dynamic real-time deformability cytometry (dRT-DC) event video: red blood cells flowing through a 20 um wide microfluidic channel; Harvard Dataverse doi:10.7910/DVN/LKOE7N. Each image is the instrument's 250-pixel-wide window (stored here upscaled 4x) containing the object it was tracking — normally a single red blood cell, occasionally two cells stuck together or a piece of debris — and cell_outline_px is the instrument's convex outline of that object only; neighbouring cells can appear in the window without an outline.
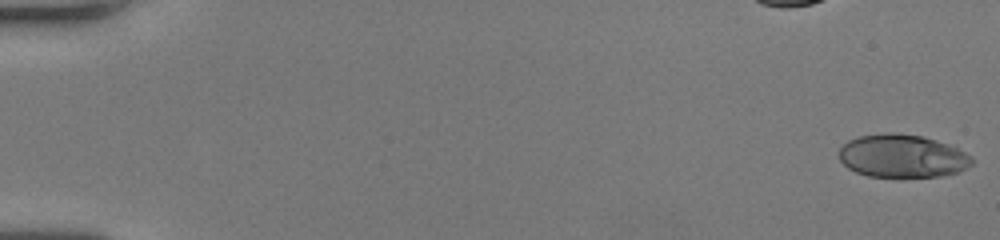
{"species": "human", "species_latin": "Homo sapiens", "temperature_condition": "room temperature", "stored_images_in_passage": 52, "camera_frame_rate_fps": 3000, "um_per_image_px": 0.085, "donor": {"sex": "female"}, "frame": {"image": 1, "passage_image": 1, "time_ms": 0.0, "image_size_px": [1000, 240], "cell_outline_px": [[972, 164], [956, 172], [940, 176], [868, 176], [856, 172], [848, 168], [840, 160], [840, 148], [848, 140], [860, 136], [888, 132], [896, 132], [924, 136], [936, 140], [956, 148], [972, 156]], "centroid_in_image_um": [76.67, 13.24], "position_along_channel_um": 8.3, "area_um2": 33.0}}
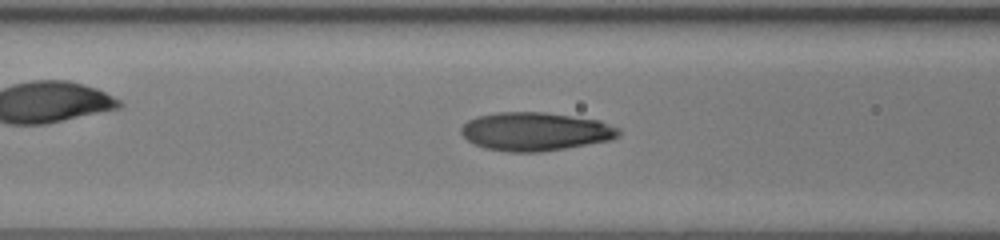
{"frame": {"image": 2, "passage_image": 23, "time_ms": 7.333, "image_size_px": [1000, 240], "cell_outline_px": [[620, 136], [612, 140], [540, 152], [508, 152], [484, 148], [468, 140], [460, 132], [460, 128], [468, 120], [476, 116], [496, 112], [544, 112], [600, 120], [620, 128]], "centroid_in_image_um": [45.51, 11.17], "position_along_channel_um": 121.1, "area_um2": 35.43}}
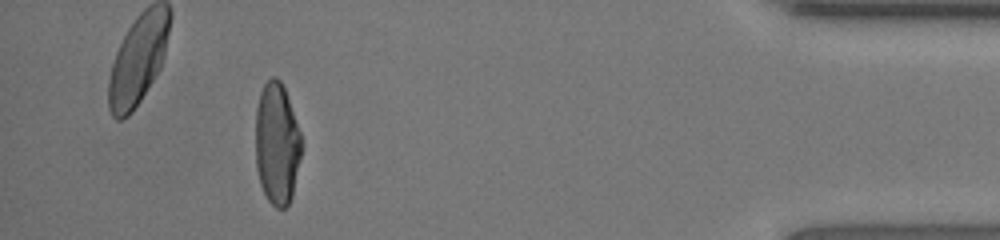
{"frame": {"image": 3, "passage_image": 48, "time_ms": 15.667, "image_size_px": [1000, 240], "cell_outline_px": [[300, 160], [292, 196], [288, 204], [284, 208], [276, 208], [268, 200], [260, 184], [256, 168], [256, 108], [260, 92], [264, 84], [272, 76], [276, 76], [280, 80], [288, 96], [300, 132]], "centroid_in_image_um": [23.52, 12.2], "position_along_channel_um": 411.7, "area_um2": 32.54}, "authors_computed_cell_mechanics": {"area_um2": 33.813, "velocity_mm_per_s": 4.1171, "shape_relaxation_time_tau1_ms": 4.1358, "shape_relaxation_time_tau2_ms": 0.7797, "deformation_change_tau1": 0.2125, "deformation_change_tau2": 0.0605}}